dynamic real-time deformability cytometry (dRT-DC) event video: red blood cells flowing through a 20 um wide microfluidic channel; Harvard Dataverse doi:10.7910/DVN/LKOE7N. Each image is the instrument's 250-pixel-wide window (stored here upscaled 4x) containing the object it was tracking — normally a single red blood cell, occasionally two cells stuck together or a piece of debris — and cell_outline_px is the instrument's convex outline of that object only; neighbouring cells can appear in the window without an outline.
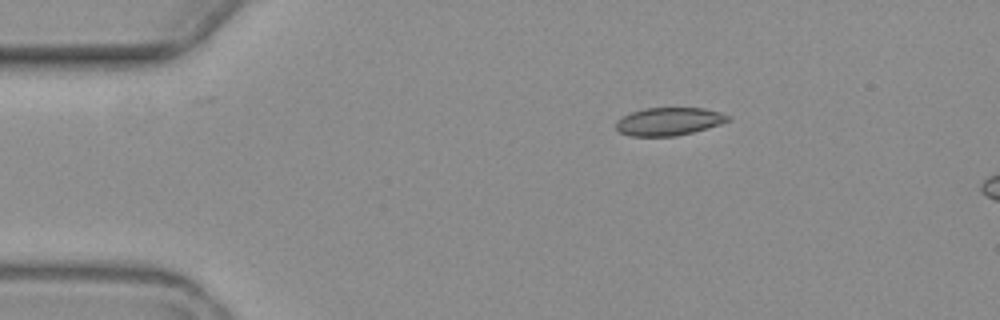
{"species": "common noctule bat (a hibernating species)", "species_latin": "Nyctalus noctula", "temperature_condition": "warm", "stored_images_in_passage": 3, "camera_frame_rate_fps": 3000, "um_per_image_px": 0.085, "animal": {"sex": "female", "body_mass_g": 19.3, "forearm_length_mm": 54.1}, "frame": {"image": 1, "passage_image": 1, "time_ms": 0.0, "image_size_px": [1000, 320], "cell_outline_px": [[732, 120], [720, 124], [692, 132], [676, 136], [628, 136], [620, 132], [616, 128], [616, 120], [632, 112], [644, 108], [704, 108], [720, 112], [732, 116]], "centroid_in_image_um": [56.88, 10.32], "position_along_channel_um": 28.1, "area_um2": 18.26}}